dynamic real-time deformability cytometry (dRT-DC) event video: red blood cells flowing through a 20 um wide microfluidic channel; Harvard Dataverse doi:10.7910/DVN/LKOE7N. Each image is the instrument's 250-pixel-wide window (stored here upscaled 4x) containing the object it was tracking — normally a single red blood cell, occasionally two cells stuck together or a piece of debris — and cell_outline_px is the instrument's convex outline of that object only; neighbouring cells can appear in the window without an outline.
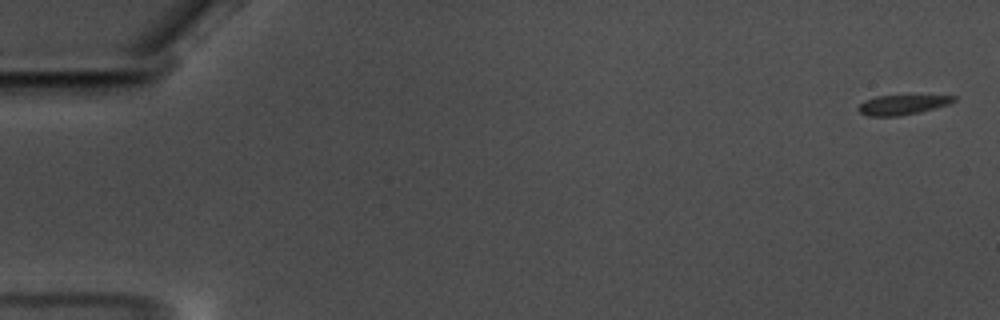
{"species": "common noctule bat (a hibernating species)", "species_latin": "Nyctalus noctula", "temperature_condition": "warm", "stored_images_in_passage": 59, "camera_frame_rate_fps": 3000, "um_per_image_px": 0.085, "animal": {"sex": "male", "body_mass_g": 17.5, "forearm_length_mm": 52.3}, "frame": {"image": 1, "passage_image": 2, "time_ms": 0.333, "image_size_px": [1000, 320], "cell_outline_px": [[956, 100], [948, 104], [920, 112], [900, 116], [868, 116], [860, 112], [856, 108], [864, 100], [876, 96], [956, 96]], "centroid_in_image_um": [76.64, 8.91], "position_along_channel_um": 8.4, "area_um2": 10.81}}
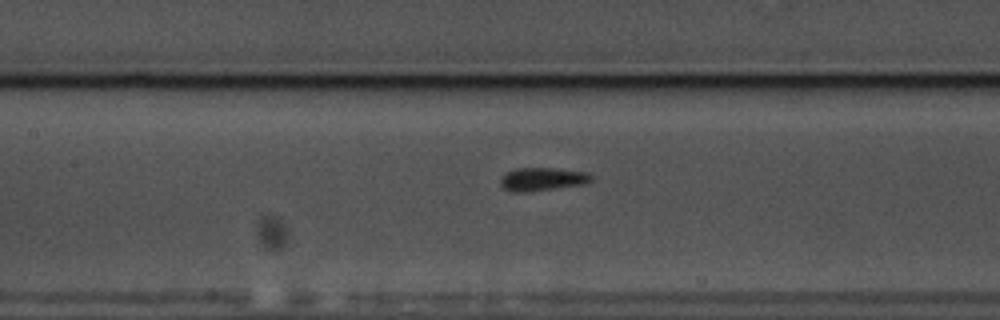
{"frame": {"image": 2, "passage_image": 28, "time_ms": 9.0, "image_size_px": [1000, 320], "cell_outline_px": [[596, 176], [592, 180], [584, 184], [528, 192], [512, 192], [504, 188], [500, 184], [500, 176], [516, 168], [552, 168], [588, 172]], "centroid_in_image_um": [46.12, 15.23], "position_along_channel_um": 161.3, "area_um2": 12.43}}
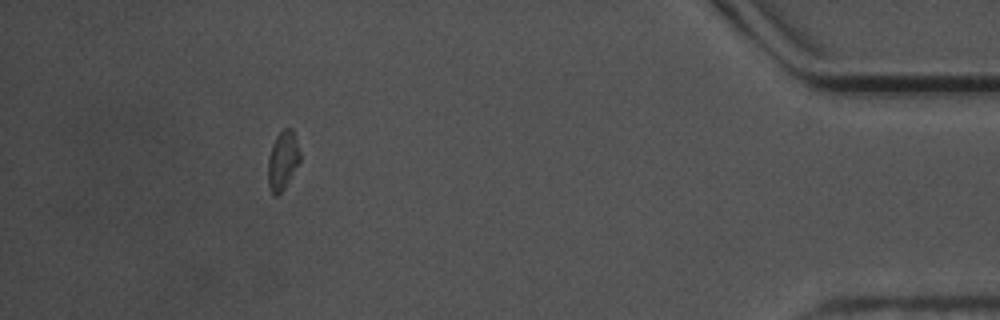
{"frame": {"image": 3, "passage_image": 54, "time_ms": 17.667, "image_size_px": [1000, 320], "cell_outline_px": [[300, 160], [284, 188], [276, 196], [268, 188], [268, 156], [272, 144], [276, 136], [284, 128], [292, 128], [300, 152]], "centroid_in_image_um": [24.01, 13.61], "position_along_channel_um": 411.2, "area_um2": 10.81}, "authors_computed_cell_mechanics": {"area_um2": 11.271, "velocity_mm_per_s": 3.5298, "shape_relaxation_time_tau1_ms": 5.1192, "shape_relaxation_time_tau2_ms": null, "deformation_change_tau1": 0.1232, "deformation_change_tau2": null}}